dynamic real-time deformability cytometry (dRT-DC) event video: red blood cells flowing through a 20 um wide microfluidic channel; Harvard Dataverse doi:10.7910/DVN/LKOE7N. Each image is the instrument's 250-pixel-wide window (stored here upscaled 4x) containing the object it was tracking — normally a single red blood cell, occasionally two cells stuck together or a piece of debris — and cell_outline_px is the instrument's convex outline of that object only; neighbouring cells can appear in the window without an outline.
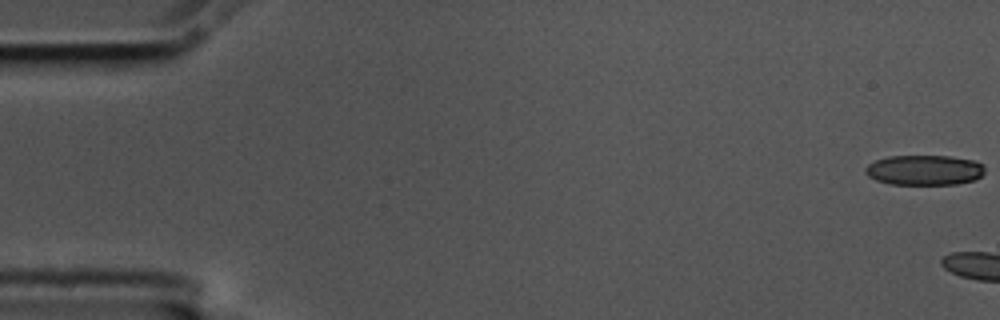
{"species": "common noctule bat (a hibernating species)", "species_latin": "Nyctalus noctula", "temperature_condition": "cold", "stored_images_in_passage": 4, "camera_frame_rate_fps": 3000, "um_per_image_px": 0.085, "animal": {"sex": "male", "body_mass_g": 17.5, "forearm_length_mm": 52.3}, "frame": {"image": 1, "passage_image": 1, "time_ms": 0.0, "image_size_px": [1000, 320], "cell_outline_px": [[984, 172], [976, 180], [956, 184], [892, 184], [876, 180], [868, 176], [864, 172], [864, 168], [868, 164], [876, 160], [888, 156], [952, 156], [976, 160], [984, 164]], "centroid_in_image_um": [78.59, 14.45], "position_along_channel_um": 6.4, "area_um2": 21.15}}